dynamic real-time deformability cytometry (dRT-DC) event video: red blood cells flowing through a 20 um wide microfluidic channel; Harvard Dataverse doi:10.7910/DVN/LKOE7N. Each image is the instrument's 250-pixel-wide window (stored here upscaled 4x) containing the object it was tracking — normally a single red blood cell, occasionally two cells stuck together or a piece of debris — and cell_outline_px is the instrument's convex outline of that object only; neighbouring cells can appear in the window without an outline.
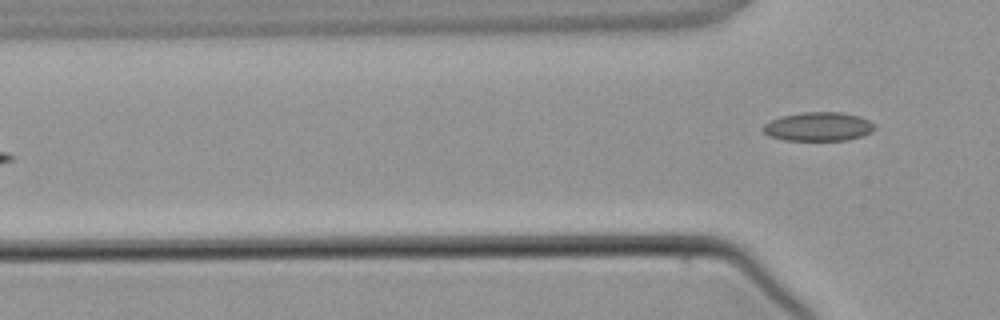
{"species": "common noctule bat (a hibernating species)", "species_latin": "Nyctalus noctula", "temperature_condition": "warm", "stored_images_in_passage": 3, "camera_frame_rate_fps": 3000, "um_per_image_px": 0.085, "animal": {"sex": "male", "body_mass_g": 21.5, "forearm_length_mm": 52.0}, "frame": {"image": 1, "passage_image": 3, "time_ms": 3.333, "image_size_px": [1000, 320], "cell_outline_px": [[876, 128], [872, 132], [848, 140], [784, 140], [768, 136], [764, 132], [764, 124], [772, 120], [784, 116], [804, 112], [840, 112], [860, 116], [876, 124]], "centroid_in_image_um": [69.61, 10.76], "position_along_channel_um": 56.2, "area_um2": 18.67}}